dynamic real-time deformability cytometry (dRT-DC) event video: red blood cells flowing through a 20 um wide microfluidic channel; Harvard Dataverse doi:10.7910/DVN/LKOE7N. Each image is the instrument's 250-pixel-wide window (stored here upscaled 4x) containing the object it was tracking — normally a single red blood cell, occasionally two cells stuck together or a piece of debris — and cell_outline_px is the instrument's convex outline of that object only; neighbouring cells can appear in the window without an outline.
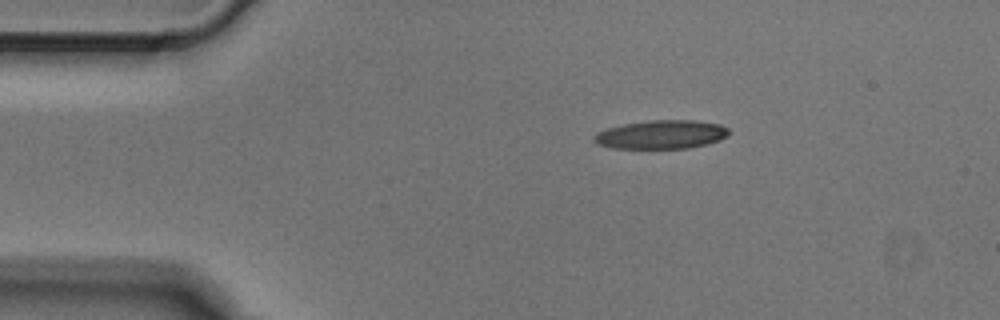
{"species": "Egyptian fruit bat (a non-hibernating species)", "species_latin": "Rousettus aegyptiacus", "temperature_condition": "cold", "stored_images_in_passage": 2, "camera_frame_rate_fps": 3000, "um_per_image_px": 0.085, "animal": {"sex": "male"}, "frame": {"image": 1, "passage_image": 1, "time_ms": 0.0, "image_size_px": [1000, 320], "cell_outline_px": [[728, 136], [720, 140], [708, 144], [688, 148], [612, 148], [596, 144], [592, 140], [592, 136], [596, 132], [608, 128], [624, 124], [648, 120], [696, 120], [720, 124], [728, 128]], "centroid_in_image_um": [56.19, 11.43], "position_along_channel_um": 28.8, "area_um2": 22.72}}